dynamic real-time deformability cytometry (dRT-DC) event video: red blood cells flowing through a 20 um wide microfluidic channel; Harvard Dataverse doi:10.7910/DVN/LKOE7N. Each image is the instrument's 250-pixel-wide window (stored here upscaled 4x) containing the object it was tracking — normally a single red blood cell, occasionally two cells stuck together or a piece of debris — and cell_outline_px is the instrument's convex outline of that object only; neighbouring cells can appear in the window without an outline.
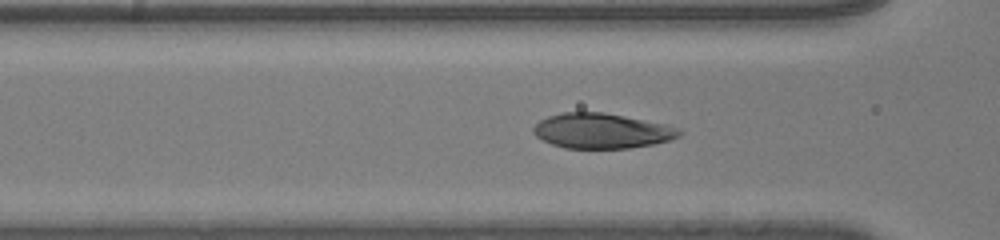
{"species": "human", "species_latin": "Homo sapiens", "temperature_condition": "room temperature", "stored_images_in_passage": 54, "camera_frame_rate_fps": 3000, "um_per_image_px": 0.085, "donor": {"sex": "male"}, "frame": {"image": 1, "passage_image": 32, "time_ms": 10.333, "image_size_px": [1000, 240], "cell_outline_px": [[684, 132], [680, 136], [668, 140], [652, 144], [628, 148], [564, 148], [552, 144], [536, 136], [532, 132], [532, 128], [540, 120], [548, 116], [560, 112], [604, 112], [664, 124], [680, 128]], "centroid_in_image_um": [51.13, 11.12], "position_along_channel_um": 115.5, "area_um2": 29.77}}
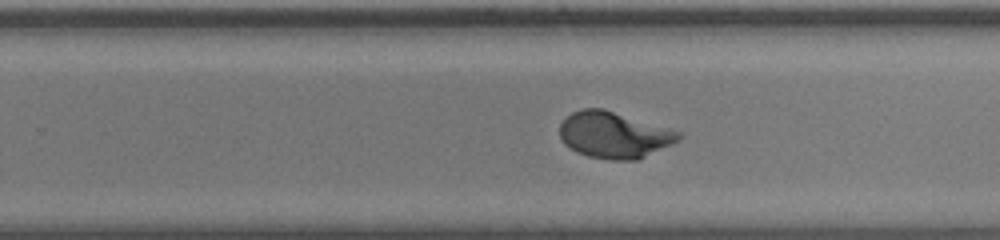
{"frame": {"image": 2, "passage_image": 44, "time_ms": 14.333, "image_size_px": [1000, 240], "cell_outline_px": [[684, 136], [680, 140], [640, 160], [608, 160], [588, 156], [576, 152], [564, 144], [560, 140], [560, 124], [572, 112], [580, 108], [604, 108], [672, 128], [680, 132]], "centroid_in_image_um": [52.23, 11.47], "position_along_channel_um": 277.6, "area_um2": 32.77}}
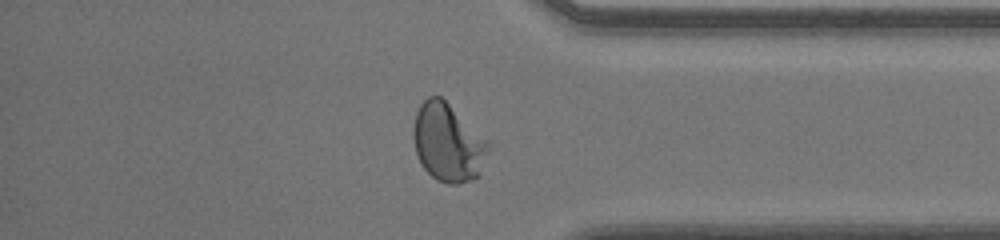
{"frame": {"image": 3, "passage_image": 53, "time_ms": 17.333, "image_size_px": [1000, 240], "cell_outline_px": [[488, 148], [480, 176], [472, 180], [456, 184], [448, 184], [436, 180], [420, 164], [416, 152], [412, 136], [412, 128], [416, 112], [420, 104], [428, 96], [440, 96], [488, 140]], "centroid_in_image_um": [38.05, 12.14], "position_along_channel_um": 397.2, "area_um2": 34.1}}